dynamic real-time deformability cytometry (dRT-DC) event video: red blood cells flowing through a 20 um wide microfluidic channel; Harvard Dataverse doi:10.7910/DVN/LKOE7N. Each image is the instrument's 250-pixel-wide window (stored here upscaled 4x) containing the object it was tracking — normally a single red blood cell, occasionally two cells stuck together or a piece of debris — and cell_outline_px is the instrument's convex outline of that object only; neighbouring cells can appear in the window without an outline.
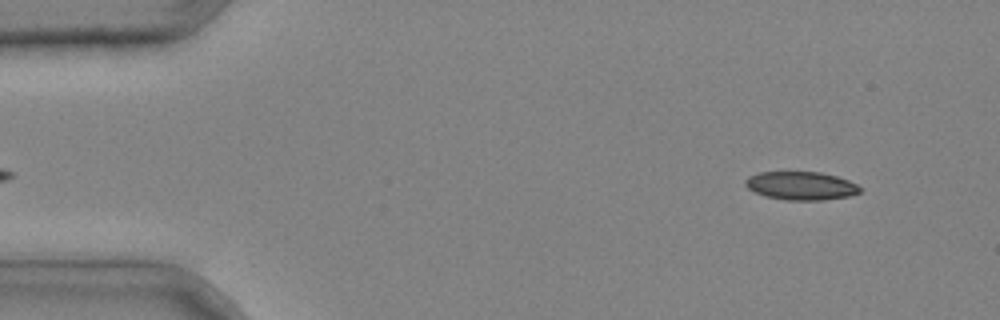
{"species": "common noctule bat (a hibernating species)", "species_latin": "Nyctalus noctula", "temperature_condition": "cold", "stored_images_in_passage": 40, "camera_frame_rate_fps": 3000, "um_per_image_px": 0.085, "animal": {"sex": "male", "body_mass_g": 20.4}, "frame": {"image": 1, "passage_image": 3, "time_ms": 0.667, "image_size_px": [1000, 320], "cell_outline_px": [[860, 192], [848, 196], [824, 200], [784, 200], [764, 196], [748, 188], [744, 184], [744, 180], [748, 176], [760, 172], [820, 172], [836, 176], [848, 180], [856, 184], [860, 188]], "centroid_in_image_um": [68.05, 15.79], "position_along_channel_um": 16.9, "area_um2": 18.9}}
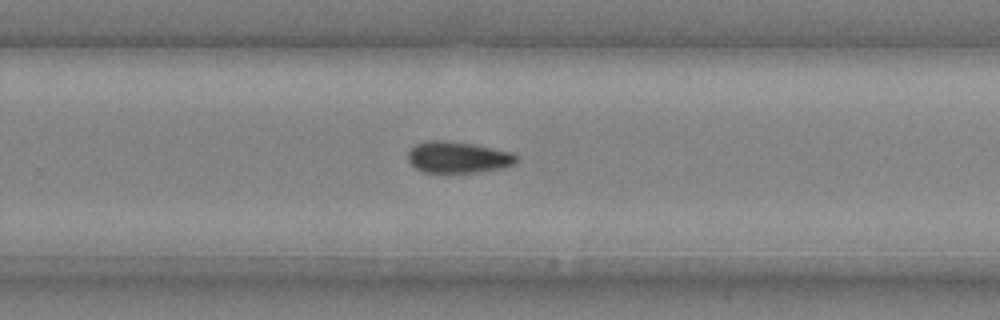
{"frame": {"image": 2, "passage_image": 27, "time_ms": 8.667, "image_size_px": [1000, 320], "cell_outline_px": [[520, 160], [516, 164], [508, 168], [480, 172], [424, 172], [416, 168], [408, 160], [408, 152], [416, 144], [428, 140], [440, 140], [472, 144], [516, 152], [520, 156]], "centroid_in_image_um": [39.06, 13.37], "position_along_channel_um": 290.7, "area_um2": 20.23}}
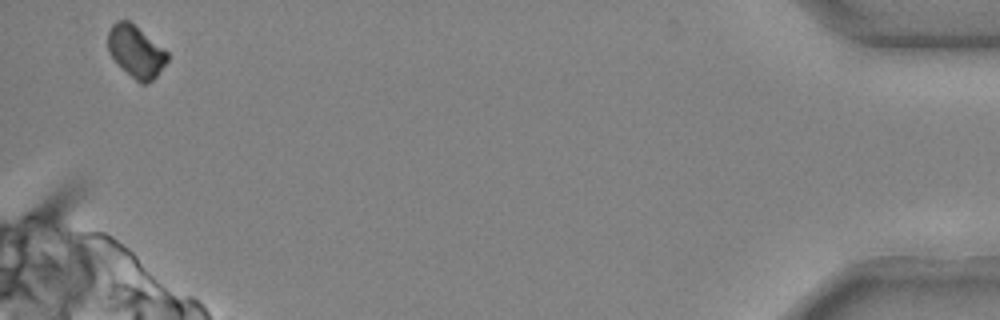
{"frame": {"image": 3, "passage_image": 40, "time_ms": 13.0, "image_size_px": [1000, 320], "cell_outline_px": [[168, 60], [156, 76], [152, 80], [144, 84], [140, 84], [108, 52], [108, 32], [112, 24], [116, 20], [128, 20], [168, 52]], "centroid_in_image_um": [11.55, 4.36], "position_along_channel_um": 423.6, "area_um2": 17.46}}